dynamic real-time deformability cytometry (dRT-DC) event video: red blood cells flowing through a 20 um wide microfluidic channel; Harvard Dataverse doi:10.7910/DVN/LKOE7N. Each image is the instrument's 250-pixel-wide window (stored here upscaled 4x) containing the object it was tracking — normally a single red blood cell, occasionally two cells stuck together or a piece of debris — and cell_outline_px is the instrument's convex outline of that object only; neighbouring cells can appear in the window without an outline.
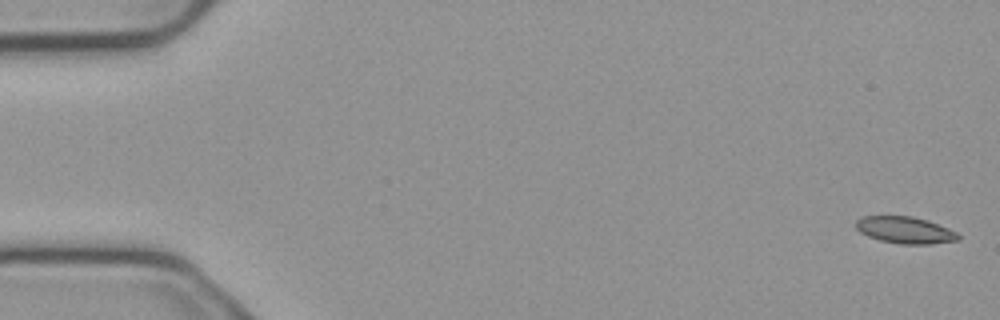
{"species": "common noctule bat (a hibernating species)", "species_latin": "Nyctalus noctula", "temperature_condition": "cold", "stored_images_in_passage": 5, "camera_frame_rate_fps": 3000, "um_per_image_px": 0.085, "animal": {"sex": "male", "body_mass_g": 23.1, "forearm_length_mm": 52.7}, "frame": {"image": 1, "passage_image": 1, "time_ms": 0.0, "image_size_px": [1000, 320], "cell_outline_px": [[960, 240], [928, 244], [900, 244], [880, 240], [868, 236], [860, 232], [856, 228], [856, 220], [860, 216], [912, 216], [928, 220], [948, 228], [956, 232], [960, 236]], "centroid_in_image_um": [76.93, 19.55], "position_along_channel_um": 8.1, "area_um2": 16.01}}
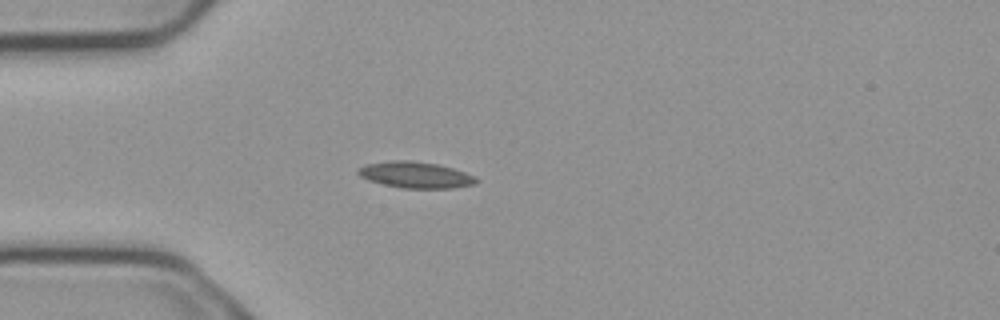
{"frame": {"image": 2, "passage_image": 5, "time_ms": 1.333, "image_size_px": [1000, 320], "cell_outline_px": [[480, 180], [476, 184], [452, 188], [400, 188], [368, 180], [360, 176], [356, 172], [356, 168], [364, 164], [392, 160], [408, 160], [436, 164], [452, 168], [464, 172]], "centroid_in_image_um": [35.27, 14.86], "position_along_channel_um": 49.7, "area_um2": 18.09}}